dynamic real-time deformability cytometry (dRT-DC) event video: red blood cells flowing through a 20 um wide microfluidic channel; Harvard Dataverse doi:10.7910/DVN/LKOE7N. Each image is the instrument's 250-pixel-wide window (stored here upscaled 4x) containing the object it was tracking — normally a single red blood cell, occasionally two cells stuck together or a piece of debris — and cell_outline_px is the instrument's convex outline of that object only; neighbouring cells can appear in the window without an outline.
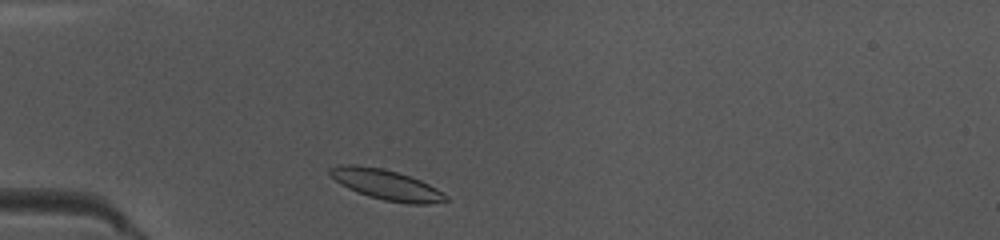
{"species": "common noctule bat (a hibernating species)", "species_latin": "Nyctalus noctula", "temperature_condition": "warm", "stored_images_in_passage": 37, "camera_frame_rate_fps": 3000, "um_per_image_px": 0.085, "animal": {"sex": "female", "body_mass_g": 10.0, "forearm_length_mm": 53.1}, "frame": {"image": 1, "passage_image": 2, "time_ms": 0.333, "image_size_px": [1000, 240], "cell_outline_px": [[448, 200], [428, 204], [408, 204], [384, 200], [368, 196], [348, 188], [340, 184], [328, 172], [328, 168], [340, 164], [356, 164], [384, 168], [420, 180], [436, 188], [448, 196]], "centroid_in_image_um": [32.81, 15.69], "position_along_channel_um": 52.2, "area_um2": 20.4}}
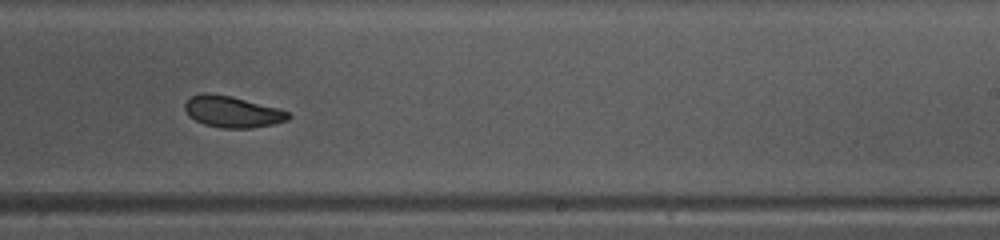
{"frame": {"image": 2, "passage_image": 19, "time_ms": 6.0, "image_size_px": [1000, 240], "cell_outline_px": [[292, 116], [288, 120], [272, 124], [252, 128], [220, 128], [204, 124], [188, 116], [184, 108], [184, 104], [192, 96], [200, 92], [208, 92], [232, 96], [280, 108], [288, 112]], "centroid_in_image_um": [19.75, 9.49], "position_along_channel_um": 269.3, "area_um2": 19.13}}
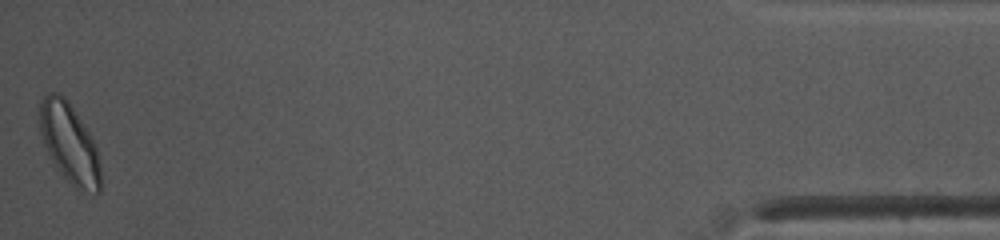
{"frame": {"image": 3, "passage_image": 37, "time_ms": 12.0, "image_size_px": [1000, 240], "cell_outline_px": [[100, 192], [80, 192], [64, 176], [52, 160], [44, 144], [40, 132], [40, 100], [48, 92], [56, 92], [64, 96], [68, 100], [88, 132], [96, 148], [100, 164]], "centroid_in_image_um": [5.89, 12.16], "position_along_channel_um": 429.3, "area_um2": 27.86}, "authors_computed_cell_mechanics": {"area_um2": 19.7098, "velocity_mm_per_s": 4.0507, "shape_relaxation_time_tau1_ms": 5.186, "shape_relaxation_time_tau2_ms": 3.1086, "deformation_change_tau1": 0.1436, "deformation_change_tau2": 0.0864}}